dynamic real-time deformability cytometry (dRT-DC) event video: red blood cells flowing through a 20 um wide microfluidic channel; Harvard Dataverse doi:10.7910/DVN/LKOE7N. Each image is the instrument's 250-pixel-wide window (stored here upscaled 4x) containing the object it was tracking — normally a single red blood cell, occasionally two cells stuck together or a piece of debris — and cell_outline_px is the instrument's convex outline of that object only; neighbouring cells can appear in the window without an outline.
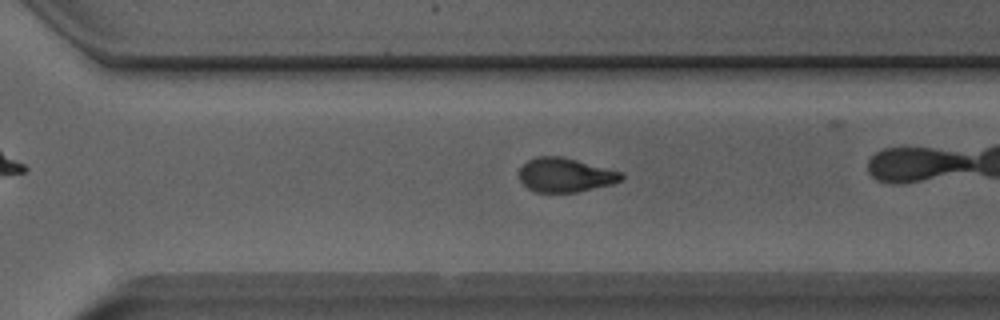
{"species": "Egyptian fruit bat (a non-hibernating species)", "species_latin": "Rousettus aegyptiacus", "temperature_condition": "room temperature", "stored_images_in_passage": 35, "camera_frame_rate_fps": 3000, "um_per_image_px": 0.085, "animal": {"sex": "male"}, "frame": {"image": 1, "passage_image": 30, "time_ms": 9.667, "image_size_px": [1000, 320], "cell_outline_px": [[624, 180], [612, 184], [576, 192], [536, 192], [528, 188], [520, 180], [520, 168], [528, 160], [536, 156], [560, 156], [624, 172]], "centroid_in_image_um": [48.08, 14.87], "position_along_channel_um": 322.5, "area_um2": 20.29}}